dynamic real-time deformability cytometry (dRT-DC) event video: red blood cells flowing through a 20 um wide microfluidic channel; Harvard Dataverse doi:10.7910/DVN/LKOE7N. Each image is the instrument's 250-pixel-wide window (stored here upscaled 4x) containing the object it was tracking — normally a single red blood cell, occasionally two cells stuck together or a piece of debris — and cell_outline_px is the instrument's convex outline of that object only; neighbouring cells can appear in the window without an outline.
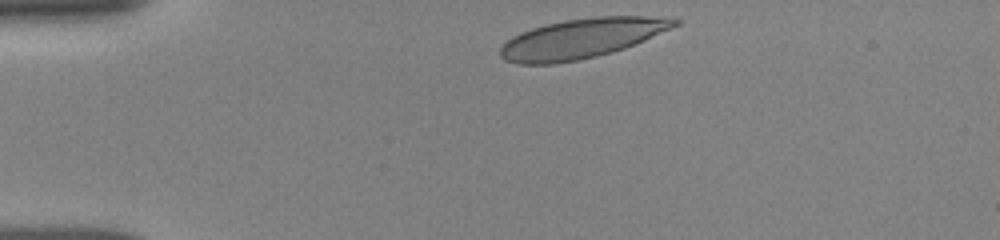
{"species": "human", "species_latin": "Homo sapiens", "temperature_condition": "room temperature", "stored_images_in_passage": 23, "camera_frame_rate_fps": 3000, "um_per_image_px": 0.085, "donor": {"sex": "female"}, "frame": {"image": 1, "passage_image": 1, "time_ms": 0.0, "image_size_px": [1000, 240], "cell_outline_px": [[680, 24], [644, 40], [624, 48], [612, 52], [596, 56], [576, 60], [552, 64], [520, 64], [504, 60], [500, 56], [500, 48], [512, 36], [520, 32], [532, 28], [564, 20], [596, 16], [668, 16], [680, 20]], "centroid_in_image_um": [49.46, 3.25], "position_along_channel_um": 35.5, "area_um2": 40.23}}
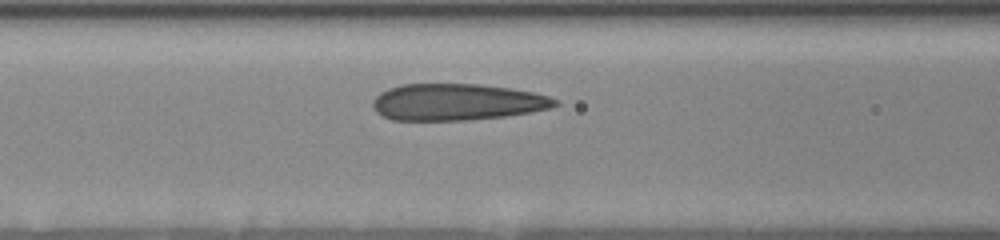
{"frame": {"image": 2, "passage_image": 15, "time_ms": 3.667, "image_size_px": [1000, 240], "cell_outline_px": [[560, 104], [552, 108], [504, 116], [464, 120], [392, 120], [376, 112], [372, 104], [372, 100], [380, 92], [388, 88], [400, 84], [476, 84], [512, 88], [532, 92], [548, 96], [560, 100]], "centroid_in_image_um": [38.83, 8.67], "position_along_channel_um": 127.8, "area_um2": 38.96}}
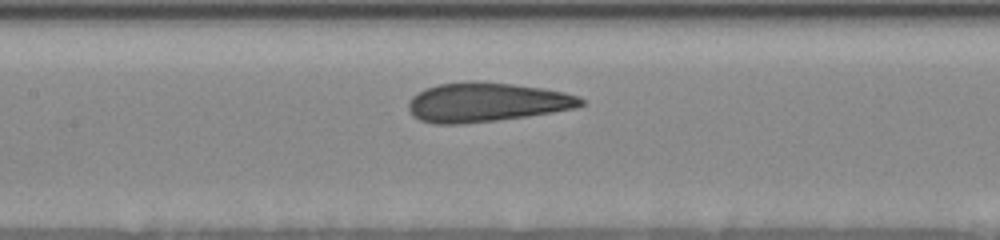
{"frame": {"image": 3, "passage_image": 19, "time_ms": 4.667, "image_size_px": [1000, 240], "cell_outline_px": [[584, 104], [576, 108], [528, 116], [496, 120], [460, 124], [436, 124], [420, 120], [412, 116], [408, 108], [408, 100], [412, 96], [424, 88], [440, 84], [464, 80], [476, 80], [512, 84], [544, 88], [564, 92], [580, 96], [584, 100]], "centroid_in_image_um": [41.33, 8.68], "position_along_channel_um": 166.1, "area_um2": 39.82}}